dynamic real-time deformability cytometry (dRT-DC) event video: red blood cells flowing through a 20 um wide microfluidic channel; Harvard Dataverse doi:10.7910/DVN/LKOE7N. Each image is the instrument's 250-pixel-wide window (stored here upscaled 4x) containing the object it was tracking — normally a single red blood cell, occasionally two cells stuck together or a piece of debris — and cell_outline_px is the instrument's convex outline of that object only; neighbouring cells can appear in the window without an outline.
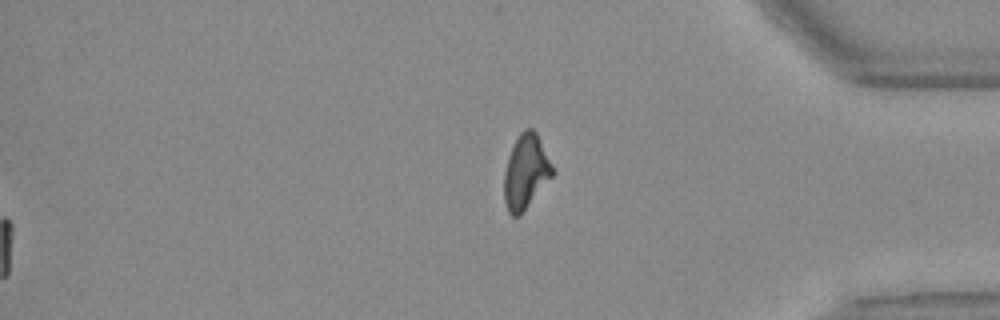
{"species": "Egyptian fruit bat (a non-hibernating species)", "species_latin": "Rousettus aegyptiacus", "temperature_condition": "warm", "stored_images_in_passage": 56, "segment_of_instrument_passage": [2, 2], "camera_frame_rate_fps": 3000, "um_per_image_px": 0.085, "animal": {"sex": "female"}, "frame": {"image": 1, "passage_image": 56, "time_ms": 18.333, "image_size_px": [1000, 320], "cell_outline_px": [[556, 172], [520, 216], [512, 216], [508, 212], [504, 200], [504, 172], [508, 156], [520, 132], [524, 128], [532, 128], [536, 132]], "centroid_in_image_um": [44.7, 14.62], "position_along_channel_um": 390.5, "area_um2": 20.98}}